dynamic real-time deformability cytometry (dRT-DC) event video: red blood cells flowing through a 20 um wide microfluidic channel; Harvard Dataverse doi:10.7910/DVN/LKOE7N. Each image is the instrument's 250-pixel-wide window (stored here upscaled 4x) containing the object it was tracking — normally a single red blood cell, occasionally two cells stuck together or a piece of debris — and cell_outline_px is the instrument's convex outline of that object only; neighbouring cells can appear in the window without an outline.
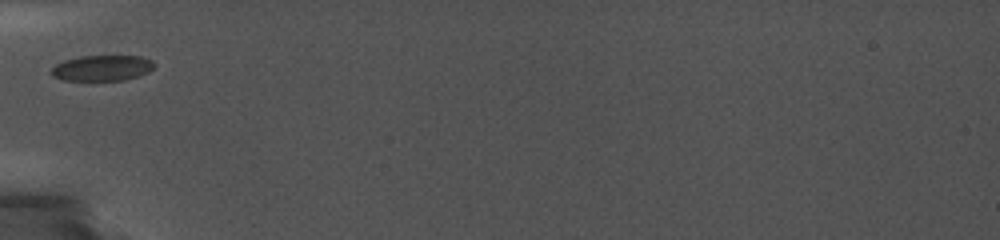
{"species": "common noctule bat (a hibernating species)", "species_latin": "Nyctalus noctula", "temperature_condition": "cold", "stored_images_in_passage": 30, "camera_frame_rate_fps": 5000, "um_per_image_px": 0.085, "animal": {"sex": "female", "body_mass_g": 19.0, "forearm_length_mm": 56.7}, "frame": {"image": 1, "passage_image": 1, "time_ms": 0.0, "image_size_px": [1000, 240], "cell_outline_px": [[156, 64], [148, 72], [124, 80], [64, 80], [52, 76], [52, 68], [56, 64], [64, 60], [80, 56], [140, 56], [152, 60]], "centroid_in_image_um": [8.68, 5.77], "position_along_channel_um": 76.3, "area_um2": 15.26}}
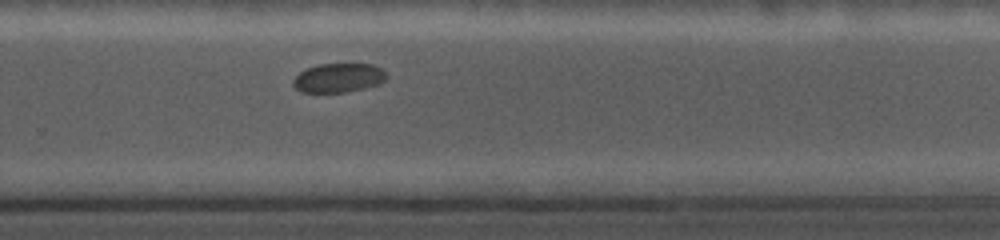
{"frame": {"image": 2, "passage_image": 19, "time_ms": 6.2, "image_size_px": [1000, 240], "cell_outline_px": [[388, 76], [380, 84], [348, 92], [300, 92], [292, 84], [292, 80], [300, 72], [308, 68], [320, 64], [372, 64], [384, 68]], "centroid_in_image_um": [28.81, 6.62], "position_along_channel_um": 301.0, "area_um2": 15.95}}
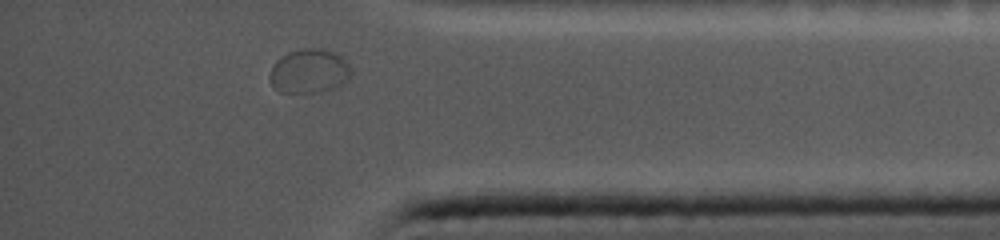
{"frame": {"image": 3, "passage_image": 28, "time_ms": 9.2, "image_size_px": [1000, 240], "cell_outline_px": [[352, 72], [348, 80], [336, 88], [316, 92], [280, 92], [272, 84], [268, 76], [276, 60], [288, 52], [304, 48], [324, 48], [336, 52], [352, 68]], "centroid_in_image_um": [26.31, 6.03], "position_along_channel_um": 408.9, "area_um2": 21.04}}